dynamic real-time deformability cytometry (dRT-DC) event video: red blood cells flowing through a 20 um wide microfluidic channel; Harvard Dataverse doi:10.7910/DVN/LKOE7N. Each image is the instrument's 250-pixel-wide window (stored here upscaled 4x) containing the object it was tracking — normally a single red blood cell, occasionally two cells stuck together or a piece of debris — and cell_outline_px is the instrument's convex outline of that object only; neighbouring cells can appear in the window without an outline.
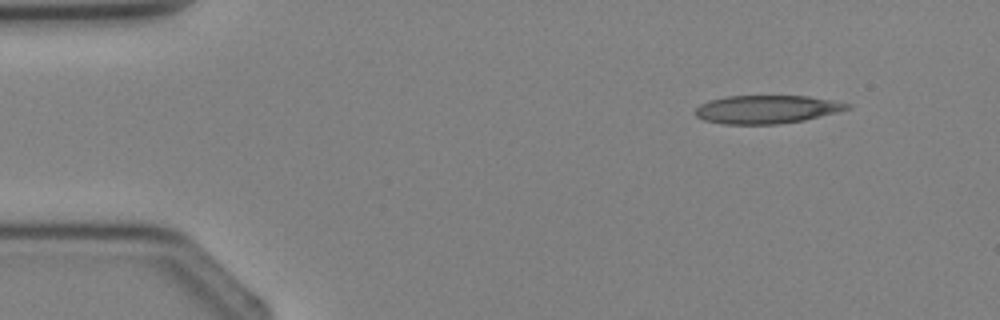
{"species": "Egyptian fruit bat (a non-hibernating species)", "species_latin": "Rousettus aegyptiacus", "temperature_condition": "cold", "stored_images_in_passage": 3, "camera_frame_rate_fps": 3000, "um_per_image_px": 0.085, "animal": {"sex": "female"}, "frame": {"image": 1, "passage_image": 1, "time_ms": 0.0, "image_size_px": [1000, 320], "cell_outline_px": [[852, 108], [804, 120], [780, 124], [724, 124], [704, 120], [696, 116], [696, 108], [700, 104], [708, 100], [728, 96], [808, 96], [832, 100], [852, 104]], "centroid_in_image_um": [65.17, 9.29], "position_along_channel_um": 19.8, "area_um2": 24.97}}
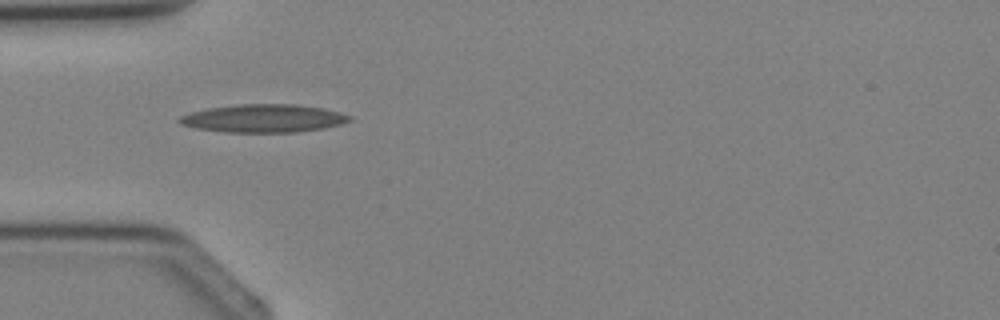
{"frame": {"image": 2, "passage_image": 3, "time_ms": 2.333, "image_size_px": [1000, 320], "cell_outline_px": [[352, 120], [340, 124], [324, 128], [296, 132], [228, 132], [196, 128], [180, 124], [176, 120], [180, 116], [192, 112], [208, 108], [240, 104], [296, 104], [324, 108], [340, 112], [352, 116]], "centroid_in_image_um": [22.42, 10.05], "position_along_channel_um": 62.6, "area_um2": 27.8}}